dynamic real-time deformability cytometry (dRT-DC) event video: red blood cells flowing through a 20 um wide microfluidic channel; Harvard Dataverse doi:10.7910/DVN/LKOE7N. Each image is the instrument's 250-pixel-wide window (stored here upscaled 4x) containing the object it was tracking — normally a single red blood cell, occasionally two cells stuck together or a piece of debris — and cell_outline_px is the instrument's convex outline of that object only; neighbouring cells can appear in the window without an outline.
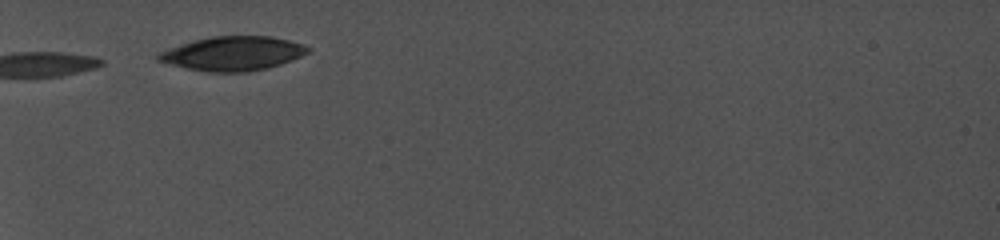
{"species": "common noctule bat (a hibernating species)", "species_latin": "Nyctalus noctula", "temperature_condition": "cold", "stored_images_in_passage": 6, "camera_frame_rate_fps": 5000, "um_per_image_px": 0.085, "animal": {"sex": "female", "body_mass_g": 19.0, "forearm_length_mm": 56.7}, "frame": {"image": 1, "passage_image": 1, "time_ms": 0.0, "image_size_px": [1000, 240], "cell_outline_px": [[312, 48], [308, 52], [300, 56], [280, 64], [268, 68], [248, 72], [208, 72], [188, 68], [156, 60], [156, 56], [160, 52], [180, 44], [212, 36], [268, 36], [288, 40]], "centroid_in_image_um": [19.79, 4.55], "position_along_channel_um": 65.2, "area_um2": 29.36}}